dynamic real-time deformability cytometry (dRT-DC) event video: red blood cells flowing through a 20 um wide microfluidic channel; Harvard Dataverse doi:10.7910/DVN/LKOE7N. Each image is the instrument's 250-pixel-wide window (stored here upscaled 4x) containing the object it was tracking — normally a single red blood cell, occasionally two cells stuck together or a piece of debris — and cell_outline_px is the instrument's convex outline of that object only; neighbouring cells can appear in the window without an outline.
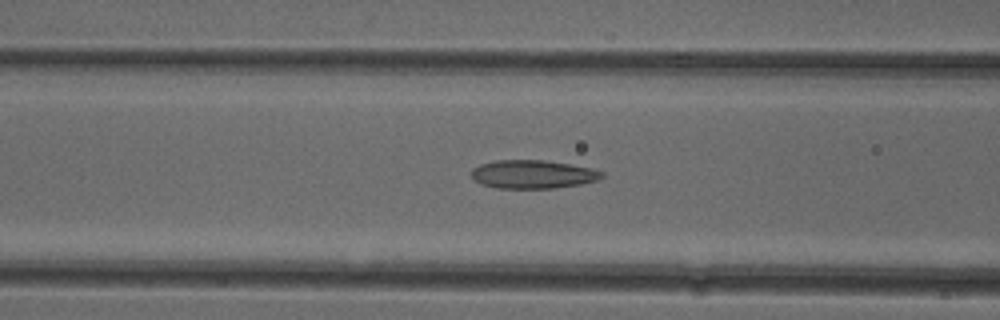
{"species": "common noctule bat (a hibernating species)", "species_latin": "Nyctalus noctula", "temperature_condition": "cold", "stored_images_in_passage": 50, "camera_frame_rate_fps": 3000, "um_per_image_px": 0.085, "animal": {"sex": "female"}, "frame": {"image": 1, "passage_image": 19, "time_ms": 6.0, "image_size_px": [1000, 320], "cell_outline_px": [[604, 176], [596, 180], [580, 184], [552, 188], [496, 188], [480, 184], [472, 180], [468, 172], [472, 168], [480, 164], [496, 160], [544, 160], [592, 168], [604, 172]], "centroid_in_image_um": [45.21, 14.81], "position_along_channel_um": 121.4, "area_um2": 21.79}}
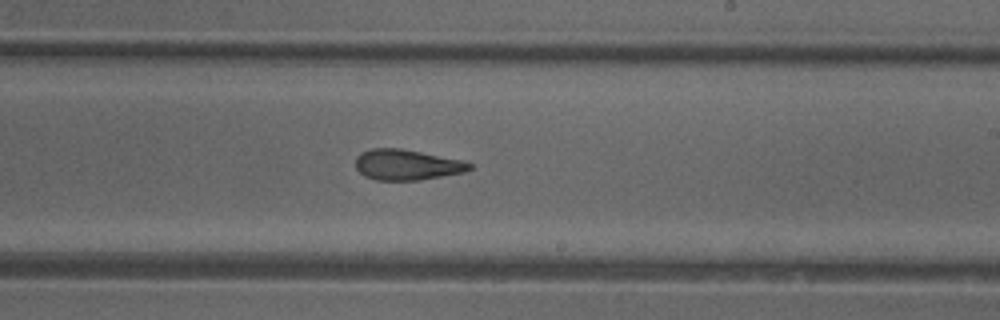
{"frame": {"image": 2, "passage_image": 29, "time_ms": 9.333, "image_size_px": [1000, 320], "cell_outline_px": [[472, 168], [464, 172], [420, 180], [376, 180], [364, 176], [356, 168], [356, 156], [360, 152], [372, 148], [400, 148], [464, 160], [472, 164]], "centroid_in_image_um": [34.57, 14.0], "position_along_channel_um": 254.4, "area_um2": 20.4}}
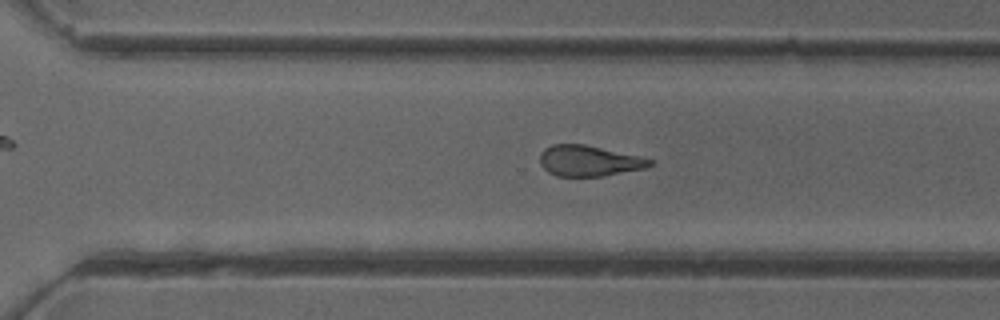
{"frame": {"image": 3, "passage_image": 34, "time_ms": 11.0, "image_size_px": [1000, 320], "cell_outline_px": [[652, 164], [644, 168], [604, 176], [556, 176], [548, 172], [540, 164], [540, 156], [544, 148], [552, 144], [584, 144], [640, 156], [652, 160]], "centroid_in_image_um": [50.03, 13.67], "position_along_channel_um": 320.6, "area_um2": 19.59}, "authors_computed_cell_mechanics": {"area_um2": 21.2126, "velocity_mm_per_s": 3.9897, "shape_relaxation_time_tau1_ms": null, "shape_relaxation_time_tau2_ms": 3.2372, "deformation_change_tau1": null, "deformation_change_tau2": 0.1241}}